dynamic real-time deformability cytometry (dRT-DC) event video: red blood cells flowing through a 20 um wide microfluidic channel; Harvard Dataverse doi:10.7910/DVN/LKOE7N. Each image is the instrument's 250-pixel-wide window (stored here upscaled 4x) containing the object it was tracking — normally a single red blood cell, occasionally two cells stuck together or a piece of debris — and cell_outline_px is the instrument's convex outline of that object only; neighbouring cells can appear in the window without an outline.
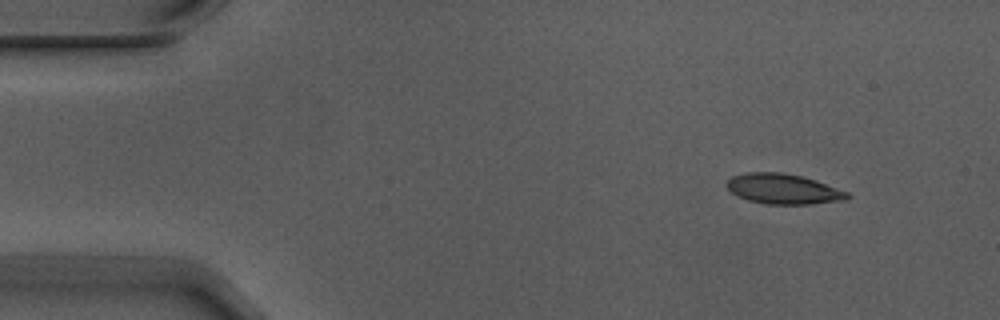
{"species": "Egyptian fruit bat (a non-hibernating species)", "species_latin": "Rousettus aegyptiacus", "temperature_condition": "warm", "stored_images_in_passage": 4, "camera_frame_rate_fps": 3000, "um_per_image_px": 0.085, "animal": {"sex": "male"}, "frame": {"image": 1, "passage_image": 1, "time_ms": 0.0, "image_size_px": [1000, 320], "cell_outline_px": [[852, 196], [848, 200], [808, 204], [768, 204], [748, 200], [736, 196], [724, 184], [732, 176], [748, 172], [780, 172], [800, 176], [816, 180], [848, 192]], "centroid_in_image_um": [66.59, 16.06], "position_along_channel_um": 18.4, "area_um2": 21.27}}
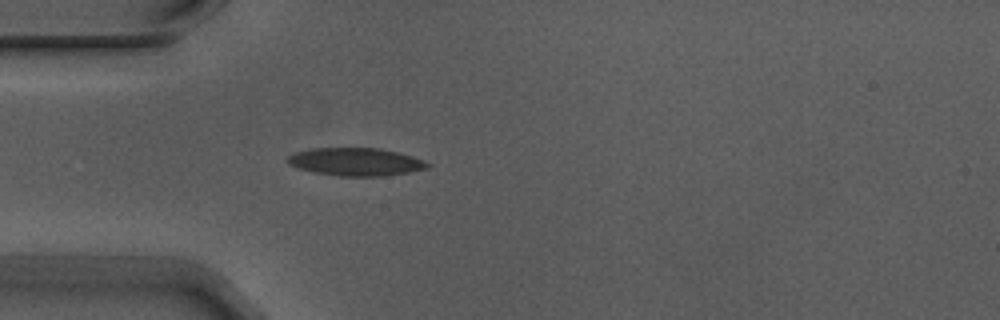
{"frame": {"image": 2, "passage_image": 4, "time_ms": 1.0, "image_size_px": [1000, 320], "cell_outline_px": [[432, 164], [428, 168], [408, 172], [384, 176], [340, 176], [312, 172], [296, 168], [288, 164], [284, 160], [288, 156], [296, 152], [312, 148], [376, 148], [396, 152], [412, 156], [424, 160]], "centroid_in_image_um": [30.2, 13.76], "position_along_channel_um": 54.8, "area_um2": 22.83}}